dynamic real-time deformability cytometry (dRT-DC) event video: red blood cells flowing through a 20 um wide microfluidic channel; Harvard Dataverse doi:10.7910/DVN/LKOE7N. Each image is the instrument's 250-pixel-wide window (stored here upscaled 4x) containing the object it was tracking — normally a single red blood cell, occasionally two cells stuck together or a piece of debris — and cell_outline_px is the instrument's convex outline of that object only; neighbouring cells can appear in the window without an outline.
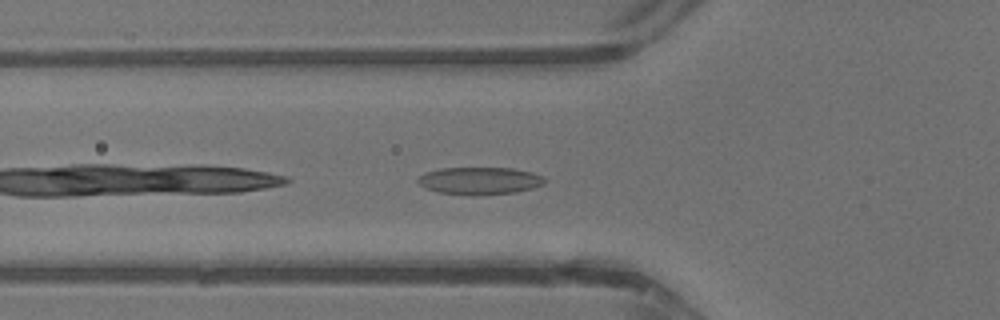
{"species": "common noctule bat (a hibernating species)", "species_latin": "Nyctalus noctula", "temperature_condition": "warm", "stored_images_in_passage": 30, "camera_frame_rate_fps": 3000, "um_per_image_px": 0.085, "animal": {"sex": "male", "body_mass_g": 13.3}, "frame": {"image": 1, "passage_image": 2, "time_ms": 0.333, "image_size_px": [1000, 320], "cell_outline_px": [[548, 180], [544, 184], [532, 188], [516, 192], [480, 196], [472, 196], [436, 192], [424, 188], [416, 180], [424, 172], [440, 168], [512, 168], [532, 172], [544, 176]], "centroid_in_image_um": [40.78, 15.38], "position_along_channel_um": 85.0, "area_um2": 20.69}}
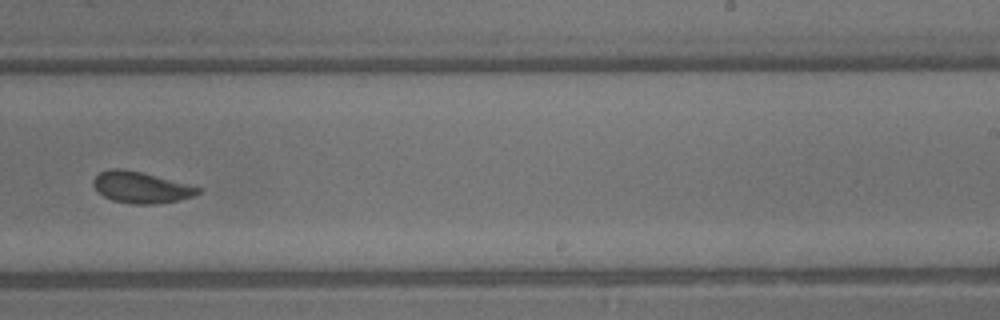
{"frame": {"image": 2, "passage_image": 14, "time_ms": 4.333, "image_size_px": [1000, 320], "cell_outline_px": [[204, 188], [200, 192], [192, 196], [180, 200], [156, 204], [132, 204], [112, 200], [104, 196], [92, 184], [92, 180], [100, 172], [112, 168], [124, 168], [144, 172]], "centroid_in_image_um": [12.01, 15.91], "position_along_channel_um": 277.0, "area_um2": 19.31}}
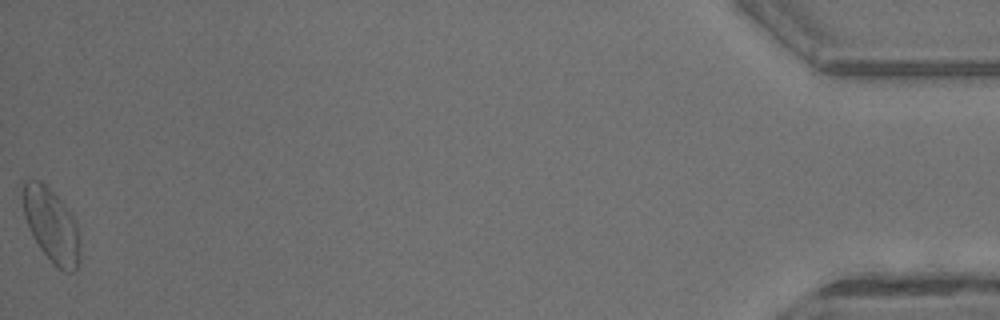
{"frame": {"image": 3, "passage_image": 30, "time_ms": 9.667, "image_size_px": [1000, 320], "cell_outline_px": [[80, 244], [76, 272], [64, 272], [40, 248], [32, 236], [24, 216], [20, 192], [24, 180], [40, 180], [60, 200], [72, 216], [76, 224], [80, 240]], "centroid_in_image_um": [4.33, 19.11], "position_along_channel_um": 430.9, "area_um2": 24.33}, "authors_computed_cell_mechanics": {"area_um2": 19.3919, "velocity_mm_per_s": 4.7861, "shape_relaxation_time_tau1_ms": 3.2207, "shape_relaxation_time_tau2_ms": 1.7237, "deformation_change_tau1": 0.1091, "deformation_change_tau2": 0.0722}}